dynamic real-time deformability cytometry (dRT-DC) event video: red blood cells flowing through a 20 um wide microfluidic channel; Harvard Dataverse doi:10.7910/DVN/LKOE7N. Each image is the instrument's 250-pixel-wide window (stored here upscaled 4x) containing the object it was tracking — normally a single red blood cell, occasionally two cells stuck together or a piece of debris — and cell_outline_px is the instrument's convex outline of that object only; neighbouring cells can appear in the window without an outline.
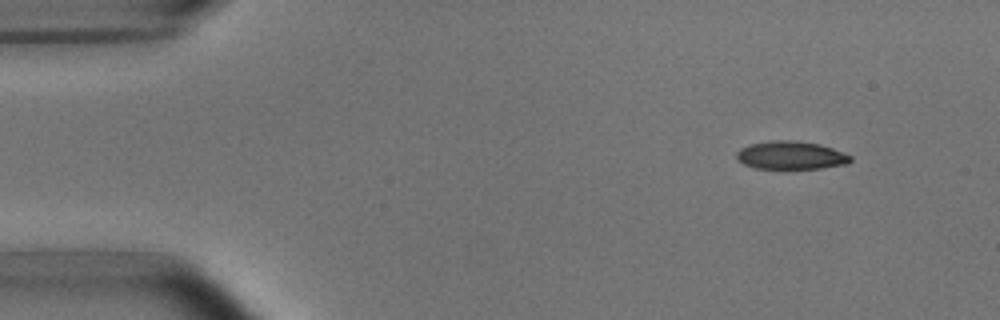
{"species": "common noctule bat (a hibernating species)", "species_latin": "Nyctalus noctula", "temperature_condition": "room temperature", "stored_images_in_passage": 4, "camera_frame_rate_fps": 3000, "um_per_image_px": 0.085, "animal": {"sex": "male", "body_mass_g": 15.6}, "frame": {"image": 1, "passage_image": 1, "time_ms": 0.0, "image_size_px": [1000, 320], "cell_outline_px": [[852, 160], [848, 164], [820, 168], [756, 168], [744, 164], [736, 160], [736, 152], [740, 148], [748, 144], [772, 140], [796, 140], [820, 144], [832, 148], [852, 156]], "centroid_in_image_um": [67.21, 13.19], "position_along_channel_um": 17.8, "area_um2": 18.79}}
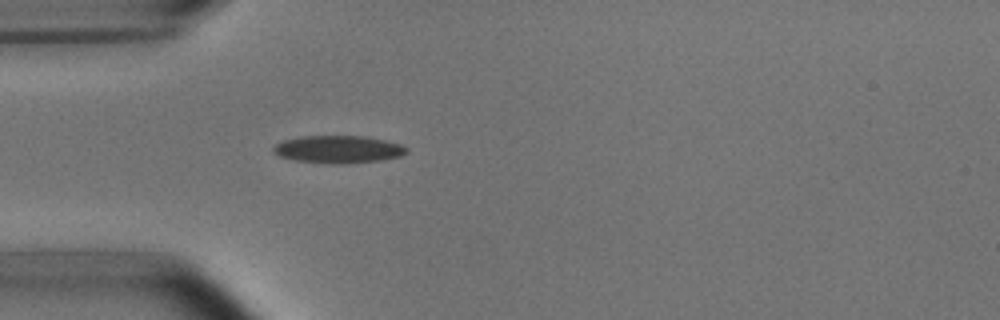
{"frame": {"image": 2, "passage_image": 4, "time_ms": 3.333, "image_size_px": [1000, 320], "cell_outline_px": [[408, 152], [400, 156], [380, 160], [344, 164], [336, 164], [296, 160], [280, 156], [272, 152], [272, 148], [276, 144], [284, 140], [300, 136], [364, 136], [384, 140], [400, 144], [408, 148]], "centroid_in_image_um": [28.75, 12.69], "position_along_channel_um": 56.2, "area_um2": 21.27}}